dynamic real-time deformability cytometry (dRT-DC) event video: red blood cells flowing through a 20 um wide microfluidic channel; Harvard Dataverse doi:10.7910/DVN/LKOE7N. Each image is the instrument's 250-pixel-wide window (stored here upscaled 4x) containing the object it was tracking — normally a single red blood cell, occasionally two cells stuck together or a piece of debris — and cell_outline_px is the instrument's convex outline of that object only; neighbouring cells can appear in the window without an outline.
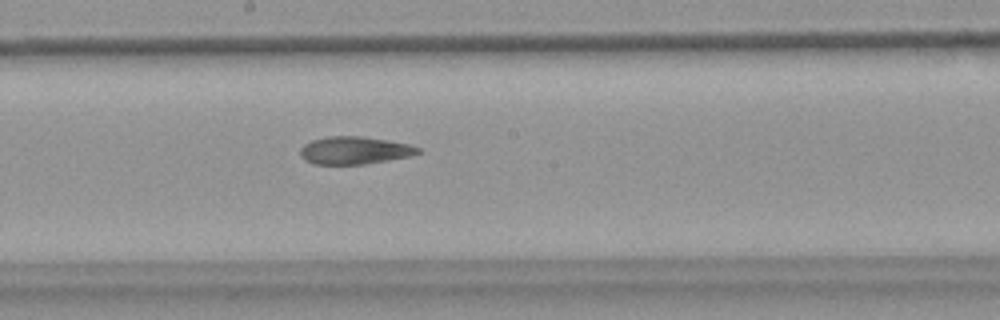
{"species": "common noctule bat (a hibernating species)", "species_latin": "Nyctalus noctula", "temperature_condition": "warm", "stored_images_in_passage": 54, "camera_frame_rate_fps": 3000, "um_per_image_px": 0.085, "animal": {"sex": "female", "body_mass_g": 18.4}, "frame": {"image": 1, "passage_image": 29, "time_ms": 9.333, "image_size_px": [1000, 320], "cell_outline_px": [[420, 152], [412, 156], [364, 164], [312, 164], [304, 160], [300, 156], [300, 148], [304, 144], [312, 140], [328, 136], [360, 136], [388, 140], [408, 144], [420, 148]], "centroid_in_image_um": [30.11, 12.78], "position_along_channel_um": 218.1, "area_um2": 19.02}}
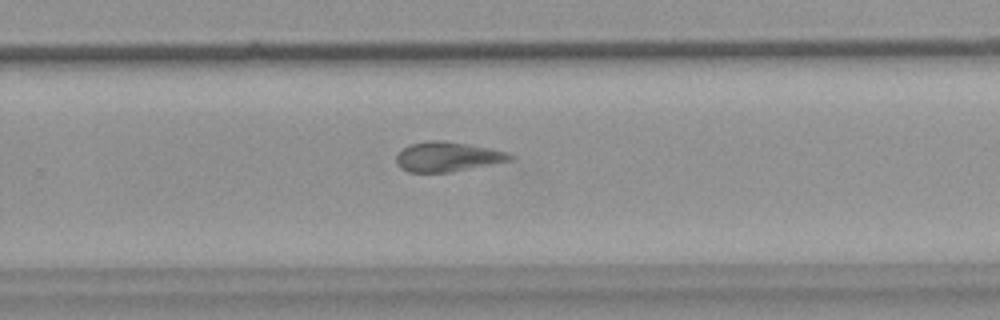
{"frame": {"image": 2, "passage_image": 35, "time_ms": 11.333, "image_size_px": [1000, 320], "cell_outline_px": [[516, 156], [512, 160], [452, 172], [408, 172], [400, 168], [396, 164], [396, 156], [408, 144], [428, 140], [444, 140], [468, 144], [508, 152]], "centroid_in_image_um": [38.03, 13.32], "position_along_channel_um": 291.8, "area_um2": 19.83}}
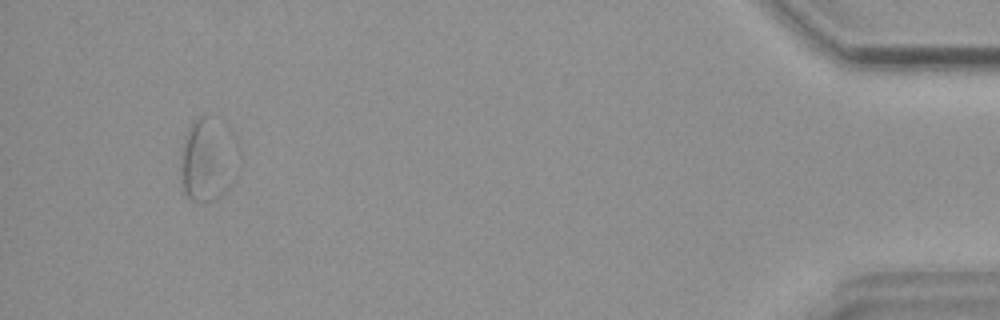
{"frame": {"image": 3, "passage_image": 51, "time_ms": 16.667, "image_size_px": [1000, 320], "cell_outline_px": [[236, 180], [216, 200], [192, 200], [184, 192], [180, 164], [180, 156], [184, 140], [188, 128], [200, 116], [204, 116], [236, 176]], "centroid_in_image_um": [17.36, 13.93], "position_along_channel_um": 417.8, "area_um2": 22.77}, "authors_computed_cell_mechanics": {"area_um2": 20.1144, "velocity_mm_per_s": 3.6974, "shape_relaxation_time_tau1_ms": null, "shape_relaxation_time_tau2_ms": 8.1898, "deformation_change_tau1": null, "deformation_change_tau2": 0.1993}}